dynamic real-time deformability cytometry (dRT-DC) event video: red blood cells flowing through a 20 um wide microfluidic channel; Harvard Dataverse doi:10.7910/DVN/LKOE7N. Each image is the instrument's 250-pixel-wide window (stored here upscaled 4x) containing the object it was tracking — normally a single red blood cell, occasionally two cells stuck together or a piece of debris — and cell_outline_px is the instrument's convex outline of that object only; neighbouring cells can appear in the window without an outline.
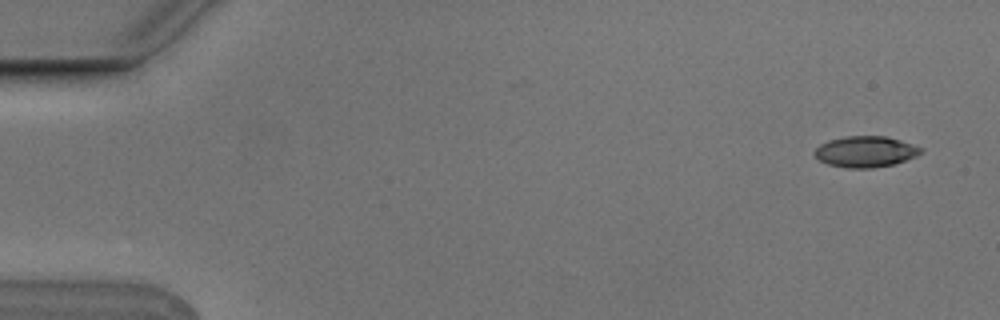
{"species": "Egyptian fruit bat (a non-hibernating species)", "species_latin": "Rousettus aegyptiacus", "temperature_condition": "cold", "stored_images_in_passage": 9, "camera_frame_rate_fps": 3000, "um_per_image_px": 0.085, "animal": {"sex": "male"}, "frame": {"image": 1, "passage_image": 1, "time_ms": 0.0, "image_size_px": [1000, 320], "cell_outline_px": [[924, 152], [916, 156], [892, 164], [872, 168], [848, 168], [828, 164], [820, 160], [812, 152], [820, 144], [828, 140], [844, 136], [884, 136], [900, 140], [924, 148]], "centroid_in_image_um": [73.56, 12.88], "position_along_channel_um": 11.4, "area_um2": 19.19}}
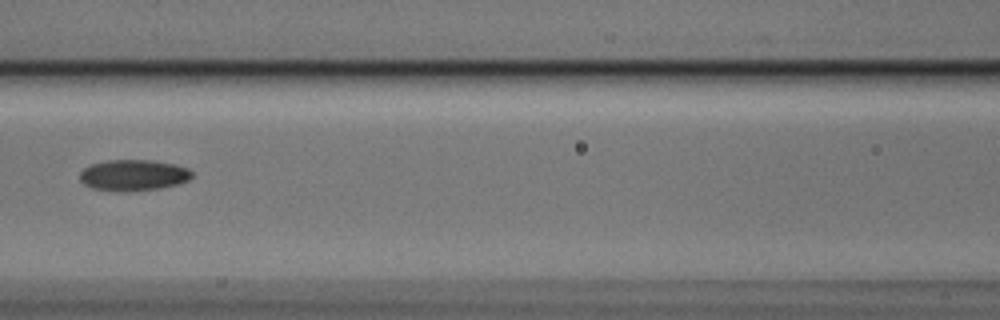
{"frame": {"image": 2, "passage_image": 7, "time_ms": 2.0, "image_size_px": [1000, 320], "cell_outline_px": [[192, 176], [188, 180], [176, 184], [160, 188], [92, 188], [84, 184], [80, 180], [80, 172], [84, 168], [92, 164], [108, 160], [152, 160], [176, 164], [188, 168], [192, 172]], "centroid_in_image_um": [11.37, 14.82], "position_along_channel_um": 155.2, "area_um2": 19.31}}
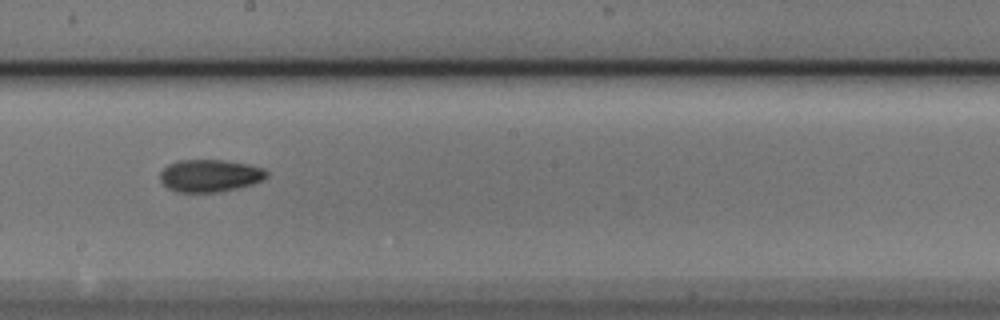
{"frame": {"image": 3, "passage_image": 9, "time_ms": 2.667, "image_size_px": [1000, 320], "cell_outline_px": [[268, 176], [252, 184], [220, 192], [176, 192], [168, 188], [160, 180], [160, 172], [168, 164], [176, 160], [224, 160], [248, 164], [264, 168], [268, 172]], "centroid_in_image_um": [17.82, 14.92], "position_along_channel_um": 230.4, "area_um2": 20.17}}